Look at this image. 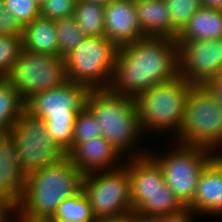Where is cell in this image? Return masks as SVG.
I'll return each mask as SVG.
<instances>
[{
  "instance_id": "6da1fadb",
  "label": "cell",
  "mask_w": 222,
  "mask_h": 222,
  "mask_svg": "<svg viewBox=\"0 0 222 222\" xmlns=\"http://www.w3.org/2000/svg\"><path fill=\"white\" fill-rule=\"evenodd\" d=\"M179 76V46L167 37H145L118 48L111 92L136 98Z\"/></svg>"
},
{
  "instance_id": "7a4b0ae2",
  "label": "cell",
  "mask_w": 222,
  "mask_h": 222,
  "mask_svg": "<svg viewBox=\"0 0 222 222\" xmlns=\"http://www.w3.org/2000/svg\"><path fill=\"white\" fill-rule=\"evenodd\" d=\"M85 106L100 124L101 136L123 157L130 159L149 153L139 146L144 133L135 98L115 94L109 89L89 90Z\"/></svg>"
},
{
  "instance_id": "3957f363",
  "label": "cell",
  "mask_w": 222,
  "mask_h": 222,
  "mask_svg": "<svg viewBox=\"0 0 222 222\" xmlns=\"http://www.w3.org/2000/svg\"><path fill=\"white\" fill-rule=\"evenodd\" d=\"M84 174L66 156L26 176L21 203L15 211L27 220H50L58 205L82 188Z\"/></svg>"
},
{
  "instance_id": "277c9868",
  "label": "cell",
  "mask_w": 222,
  "mask_h": 222,
  "mask_svg": "<svg viewBox=\"0 0 222 222\" xmlns=\"http://www.w3.org/2000/svg\"><path fill=\"white\" fill-rule=\"evenodd\" d=\"M88 92L85 85L68 81L25 101V110L44 121L51 139L65 155L72 150L74 124Z\"/></svg>"
},
{
  "instance_id": "5b68a950",
  "label": "cell",
  "mask_w": 222,
  "mask_h": 222,
  "mask_svg": "<svg viewBox=\"0 0 222 222\" xmlns=\"http://www.w3.org/2000/svg\"><path fill=\"white\" fill-rule=\"evenodd\" d=\"M192 86L179 75L141 92L135 100L143 133L173 131L177 137L183 126L185 104Z\"/></svg>"
},
{
  "instance_id": "8992f818",
  "label": "cell",
  "mask_w": 222,
  "mask_h": 222,
  "mask_svg": "<svg viewBox=\"0 0 222 222\" xmlns=\"http://www.w3.org/2000/svg\"><path fill=\"white\" fill-rule=\"evenodd\" d=\"M176 142L222 155V105L204 85H193L186 100L182 129Z\"/></svg>"
},
{
  "instance_id": "52a82bcc",
  "label": "cell",
  "mask_w": 222,
  "mask_h": 222,
  "mask_svg": "<svg viewBox=\"0 0 222 222\" xmlns=\"http://www.w3.org/2000/svg\"><path fill=\"white\" fill-rule=\"evenodd\" d=\"M175 143V148L165 154L149 152L148 155L160 166L165 184L188 207L200 174L218 155L206 148Z\"/></svg>"
},
{
  "instance_id": "ba28073f",
  "label": "cell",
  "mask_w": 222,
  "mask_h": 222,
  "mask_svg": "<svg viewBox=\"0 0 222 222\" xmlns=\"http://www.w3.org/2000/svg\"><path fill=\"white\" fill-rule=\"evenodd\" d=\"M118 48L105 36L86 37L65 56L68 80L83 84L89 90L108 89Z\"/></svg>"
},
{
  "instance_id": "9c48e42d",
  "label": "cell",
  "mask_w": 222,
  "mask_h": 222,
  "mask_svg": "<svg viewBox=\"0 0 222 222\" xmlns=\"http://www.w3.org/2000/svg\"><path fill=\"white\" fill-rule=\"evenodd\" d=\"M82 190L96 219H123L133 212L128 168L124 164L113 170L85 174Z\"/></svg>"
},
{
  "instance_id": "30bf717a",
  "label": "cell",
  "mask_w": 222,
  "mask_h": 222,
  "mask_svg": "<svg viewBox=\"0 0 222 222\" xmlns=\"http://www.w3.org/2000/svg\"><path fill=\"white\" fill-rule=\"evenodd\" d=\"M8 134L15 144L17 159L25 176L66 157L51 139L44 121L26 110Z\"/></svg>"
},
{
  "instance_id": "8fae6325",
  "label": "cell",
  "mask_w": 222,
  "mask_h": 222,
  "mask_svg": "<svg viewBox=\"0 0 222 222\" xmlns=\"http://www.w3.org/2000/svg\"><path fill=\"white\" fill-rule=\"evenodd\" d=\"M6 79L24 101L44 90L68 82L65 57L35 54L21 50Z\"/></svg>"
},
{
  "instance_id": "7c38bea8",
  "label": "cell",
  "mask_w": 222,
  "mask_h": 222,
  "mask_svg": "<svg viewBox=\"0 0 222 222\" xmlns=\"http://www.w3.org/2000/svg\"><path fill=\"white\" fill-rule=\"evenodd\" d=\"M179 46V75L193 85H204L222 72V38L176 41Z\"/></svg>"
},
{
  "instance_id": "4fadbf2b",
  "label": "cell",
  "mask_w": 222,
  "mask_h": 222,
  "mask_svg": "<svg viewBox=\"0 0 222 222\" xmlns=\"http://www.w3.org/2000/svg\"><path fill=\"white\" fill-rule=\"evenodd\" d=\"M104 36L118 47L145 38L133 0H113L105 5Z\"/></svg>"
},
{
  "instance_id": "5bb4252c",
  "label": "cell",
  "mask_w": 222,
  "mask_h": 222,
  "mask_svg": "<svg viewBox=\"0 0 222 222\" xmlns=\"http://www.w3.org/2000/svg\"><path fill=\"white\" fill-rule=\"evenodd\" d=\"M66 156L84 175L113 170L124 164L123 156L102 136L76 145Z\"/></svg>"
},
{
  "instance_id": "9a60e30c",
  "label": "cell",
  "mask_w": 222,
  "mask_h": 222,
  "mask_svg": "<svg viewBox=\"0 0 222 222\" xmlns=\"http://www.w3.org/2000/svg\"><path fill=\"white\" fill-rule=\"evenodd\" d=\"M130 180V197L135 212L145 201L146 196L161 190L165 184L160 166L147 154L124 161Z\"/></svg>"
},
{
  "instance_id": "2e32d148",
  "label": "cell",
  "mask_w": 222,
  "mask_h": 222,
  "mask_svg": "<svg viewBox=\"0 0 222 222\" xmlns=\"http://www.w3.org/2000/svg\"><path fill=\"white\" fill-rule=\"evenodd\" d=\"M26 176L21 171L15 144L9 134L0 135V198L16 209L25 190Z\"/></svg>"
},
{
  "instance_id": "e0dca14e",
  "label": "cell",
  "mask_w": 222,
  "mask_h": 222,
  "mask_svg": "<svg viewBox=\"0 0 222 222\" xmlns=\"http://www.w3.org/2000/svg\"><path fill=\"white\" fill-rule=\"evenodd\" d=\"M188 208L195 214L222 216V155H218L200 174Z\"/></svg>"
},
{
  "instance_id": "ac0fdd59",
  "label": "cell",
  "mask_w": 222,
  "mask_h": 222,
  "mask_svg": "<svg viewBox=\"0 0 222 222\" xmlns=\"http://www.w3.org/2000/svg\"><path fill=\"white\" fill-rule=\"evenodd\" d=\"M136 16L145 37L171 39V14L166 0L135 2Z\"/></svg>"
},
{
  "instance_id": "d6986e66",
  "label": "cell",
  "mask_w": 222,
  "mask_h": 222,
  "mask_svg": "<svg viewBox=\"0 0 222 222\" xmlns=\"http://www.w3.org/2000/svg\"><path fill=\"white\" fill-rule=\"evenodd\" d=\"M22 49L35 54L58 56V37L54 20L39 16L23 27Z\"/></svg>"
},
{
  "instance_id": "ffe728a7",
  "label": "cell",
  "mask_w": 222,
  "mask_h": 222,
  "mask_svg": "<svg viewBox=\"0 0 222 222\" xmlns=\"http://www.w3.org/2000/svg\"><path fill=\"white\" fill-rule=\"evenodd\" d=\"M222 38V10L201 7L177 34L175 41Z\"/></svg>"
},
{
  "instance_id": "44dd1931",
  "label": "cell",
  "mask_w": 222,
  "mask_h": 222,
  "mask_svg": "<svg viewBox=\"0 0 222 222\" xmlns=\"http://www.w3.org/2000/svg\"><path fill=\"white\" fill-rule=\"evenodd\" d=\"M25 110V101L6 79L0 80V135H7Z\"/></svg>"
},
{
  "instance_id": "7402d4cb",
  "label": "cell",
  "mask_w": 222,
  "mask_h": 222,
  "mask_svg": "<svg viewBox=\"0 0 222 222\" xmlns=\"http://www.w3.org/2000/svg\"><path fill=\"white\" fill-rule=\"evenodd\" d=\"M93 215L87 196L82 188L74 195L67 197L57 207L51 222H93Z\"/></svg>"
},
{
  "instance_id": "603a6c76",
  "label": "cell",
  "mask_w": 222,
  "mask_h": 222,
  "mask_svg": "<svg viewBox=\"0 0 222 222\" xmlns=\"http://www.w3.org/2000/svg\"><path fill=\"white\" fill-rule=\"evenodd\" d=\"M105 6L90 0H77L74 11L79 29L87 36H104Z\"/></svg>"
},
{
  "instance_id": "cb8c5ba5",
  "label": "cell",
  "mask_w": 222,
  "mask_h": 222,
  "mask_svg": "<svg viewBox=\"0 0 222 222\" xmlns=\"http://www.w3.org/2000/svg\"><path fill=\"white\" fill-rule=\"evenodd\" d=\"M184 208L168 185L164 184L161 190L146 196V201L135 212L142 216L158 217Z\"/></svg>"
},
{
  "instance_id": "d4e9b609",
  "label": "cell",
  "mask_w": 222,
  "mask_h": 222,
  "mask_svg": "<svg viewBox=\"0 0 222 222\" xmlns=\"http://www.w3.org/2000/svg\"><path fill=\"white\" fill-rule=\"evenodd\" d=\"M58 37V56L65 57L87 37L77 25L74 16L54 20Z\"/></svg>"
},
{
  "instance_id": "484cf974",
  "label": "cell",
  "mask_w": 222,
  "mask_h": 222,
  "mask_svg": "<svg viewBox=\"0 0 222 222\" xmlns=\"http://www.w3.org/2000/svg\"><path fill=\"white\" fill-rule=\"evenodd\" d=\"M171 14V39L184 28L189 19L202 7L201 0H166Z\"/></svg>"
},
{
  "instance_id": "4316f807",
  "label": "cell",
  "mask_w": 222,
  "mask_h": 222,
  "mask_svg": "<svg viewBox=\"0 0 222 222\" xmlns=\"http://www.w3.org/2000/svg\"><path fill=\"white\" fill-rule=\"evenodd\" d=\"M101 136V126L93 113L84 106L77 114L73 129L72 149L91 138Z\"/></svg>"
},
{
  "instance_id": "83f0119b",
  "label": "cell",
  "mask_w": 222,
  "mask_h": 222,
  "mask_svg": "<svg viewBox=\"0 0 222 222\" xmlns=\"http://www.w3.org/2000/svg\"><path fill=\"white\" fill-rule=\"evenodd\" d=\"M22 50V37L0 36V76L6 78Z\"/></svg>"
},
{
  "instance_id": "f1b7e54d",
  "label": "cell",
  "mask_w": 222,
  "mask_h": 222,
  "mask_svg": "<svg viewBox=\"0 0 222 222\" xmlns=\"http://www.w3.org/2000/svg\"><path fill=\"white\" fill-rule=\"evenodd\" d=\"M5 9L14 16L22 27L40 16V5L37 0H3Z\"/></svg>"
},
{
  "instance_id": "f546056e",
  "label": "cell",
  "mask_w": 222,
  "mask_h": 222,
  "mask_svg": "<svg viewBox=\"0 0 222 222\" xmlns=\"http://www.w3.org/2000/svg\"><path fill=\"white\" fill-rule=\"evenodd\" d=\"M76 4L77 0H44L40 5V16L51 20L74 16Z\"/></svg>"
},
{
  "instance_id": "4dcf8cb0",
  "label": "cell",
  "mask_w": 222,
  "mask_h": 222,
  "mask_svg": "<svg viewBox=\"0 0 222 222\" xmlns=\"http://www.w3.org/2000/svg\"><path fill=\"white\" fill-rule=\"evenodd\" d=\"M23 27L18 20L5 9L4 1L0 0V36H22Z\"/></svg>"
},
{
  "instance_id": "1f68e13d",
  "label": "cell",
  "mask_w": 222,
  "mask_h": 222,
  "mask_svg": "<svg viewBox=\"0 0 222 222\" xmlns=\"http://www.w3.org/2000/svg\"><path fill=\"white\" fill-rule=\"evenodd\" d=\"M192 209L185 207L176 212L158 216V222H194L195 214Z\"/></svg>"
},
{
  "instance_id": "d6a6232c",
  "label": "cell",
  "mask_w": 222,
  "mask_h": 222,
  "mask_svg": "<svg viewBox=\"0 0 222 222\" xmlns=\"http://www.w3.org/2000/svg\"><path fill=\"white\" fill-rule=\"evenodd\" d=\"M204 86L210 91L214 98L222 105V78L220 76L210 79Z\"/></svg>"
},
{
  "instance_id": "836d02e7",
  "label": "cell",
  "mask_w": 222,
  "mask_h": 222,
  "mask_svg": "<svg viewBox=\"0 0 222 222\" xmlns=\"http://www.w3.org/2000/svg\"><path fill=\"white\" fill-rule=\"evenodd\" d=\"M125 222H158V217L142 216L136 212H130L124 218Z\"/></svg>"
},
{
  "instance_id": "e575fe53",
  "label": "cell",
  "mask_w": 222,
  "mask_h": 222,
  "mask_svg": "<svg viewBox=\"0 0 222 222\" xmlns=\"http://www.w3.org/2000/svg\"><path fill=\"white\" fill-rule=\"evenodd\" d=\"M15 211L5 200L0 198V222H5Z\"/></svg>"
},
{
  "instance_id": "d590c367",
  "label": "cell",
  "mask_w": 222,
  "mask_h": 222,
  "mask_svg": "<svg viewBox=\"0 0 222 222\" xmlns=\"http://www.w3.org/2000/svg\"><path fill=\"white\" fill-rule=\"evenodd\" d=\"M202 7L222 10V0H201Z\"/></svg>"
},
{
  "instance_id": "8d00e7d4",
  "label": "cell",
  "mask_w": 222,
  "mask_h": 222,
  "mask_svg": "<svg viewBox=\"0 0 222 222\" xmlns=\"http://www.w3.org/2000/svg\"><path fill=\"white\" fill-rule=\"evenodd\" d=\"M5 222H31V220L22 218L16 211H14Z\"/></svg>"
},
{
  "instance_id": "74e56055",
  "label": "cell",
  "mask_w": 222,
  "mask_h": 222,
  "mask_svg": "<svg viewBox=\"0 0 222 222\" xmlns=\"http://www.w3.org/2000/svg\"><path fill=\"white\" fill-rule=\"evenodd\" d=\"M93 222H125L124 219H95Z\"/></svg>"
},
{
  "instance_id": "f35d334b",
  "label": "cell",
  "mask_w": 222,
  "mask_h": 222,
  "mask_svg": "<svg viewBox=\"0 0 222 222\" xmlns=\"http://www.w3.org/2000/svg\"><path fill=\"white\" fill-rule=\"evenodd\" d=\"M90 1L102 4L105 6V5L109 4L110 2H112L113 0H90Z\"/></svg>"
},
{
  "instance_id": "ab89813d",
  "label": "cell",
  "mask_w": 222,
  "mask_h": 222,
  "mask_svg": "<svg viewBox=\"0 0 222 222\" xmlns=\"http://www.w3.org/2000/svg\"><path fill=\"white\" fill-rule=\"evenodd\" d=\"M31 222H51L49 220H31Z\"/></svg>"
},
{
  "instance_id": "60d3db41",
  "label": "cell",
  "mask_w": 222,
  "mask_h": 222,
  "mask_svg": "<svg viewBox=\"0 0 222 222\" xmlns=\"http://www.w3.org/2000/svg\"><path fill=\"white\" fill-rule=\"evenodd\" d=\"M134 2H139V1H148V0H133Z\"/></svg>"
}]
</instances>
